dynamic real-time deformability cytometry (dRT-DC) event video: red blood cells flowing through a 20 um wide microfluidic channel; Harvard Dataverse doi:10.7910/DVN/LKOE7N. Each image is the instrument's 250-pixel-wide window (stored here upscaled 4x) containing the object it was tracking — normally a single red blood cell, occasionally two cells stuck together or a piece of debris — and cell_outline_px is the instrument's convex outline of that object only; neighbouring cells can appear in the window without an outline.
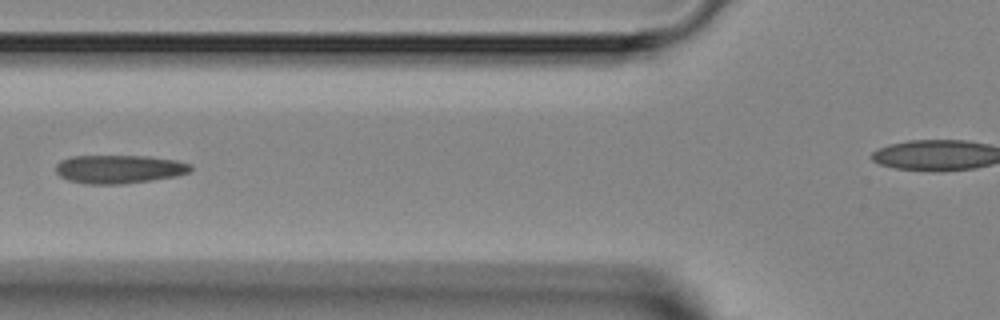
{"species": "Egyptian fruit bat (a non-hibernating species)", "species_latin": "Rousettus aegyptiacus", "temperature_condition": "room temperature", "stored_images_in_passage": 7, "segment_of_instrument_passage": [1, 2], "camera_frame_rate_fps": 3000, "um_per_image_px": 0.085, "animal": {"sex": "female"}, "frame": {"image": 1, "passage_image": 6, "time_ms": 5.667, "image_size_px": [1000, 320], "cell_outline_px": [[192, 168], [188, 172], [176, 176], [152, 180], [124, 184], [84, 184], [68, 180], [60, 176], [56, 172], [56, 164], [60, 160], [72, 156], [148, 156], [176, 160], [192, 164]], "centroid_in_image_um": [10.11, 14.38], "position_along_channel_um": 115.7, "area_um2": 22.48}}